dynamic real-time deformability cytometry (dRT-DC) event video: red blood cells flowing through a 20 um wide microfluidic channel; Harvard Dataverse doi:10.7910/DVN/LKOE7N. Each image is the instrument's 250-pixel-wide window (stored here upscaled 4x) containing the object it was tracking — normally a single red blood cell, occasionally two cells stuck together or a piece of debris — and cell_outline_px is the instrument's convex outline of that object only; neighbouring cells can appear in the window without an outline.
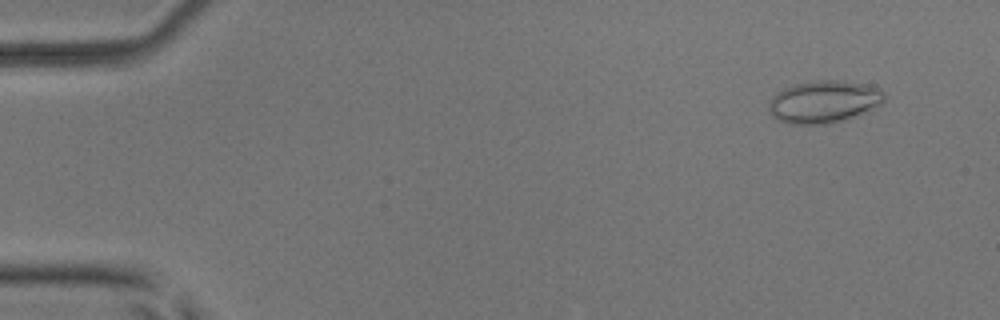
{"species": "common noctule bat (a hibernating species)", "species_latin": "Nyctalus noctula", "temperature_condition": "room temperature", "stored_images_in_passage": 5, "camera_frame_rate_fps": 3000, "um_per_image_px": 0.085, "animal": {"sex": "male", "body_mass_g": 17.9, "forearm_length_mm": 54.2}, "frame": {"image": 1, "passage_image": 2, "time_ms": 1.333, "image_size_px": [1000, 320], "cell_outline_px": [[884, 100], [880, 104], [840, 120], [828, 124], [792, 124], [776, 120], [768, 112], [768, 104], [772, 96], [776, 92], [784, 88], [796, 84], [816, 80], [840, 80], [872, 84], [880, 88], [884, 92]], "centroid_in_image_um": [69.97, 8.62], "position_along_channel_um": 15.0, "area_um2": 28.44}}